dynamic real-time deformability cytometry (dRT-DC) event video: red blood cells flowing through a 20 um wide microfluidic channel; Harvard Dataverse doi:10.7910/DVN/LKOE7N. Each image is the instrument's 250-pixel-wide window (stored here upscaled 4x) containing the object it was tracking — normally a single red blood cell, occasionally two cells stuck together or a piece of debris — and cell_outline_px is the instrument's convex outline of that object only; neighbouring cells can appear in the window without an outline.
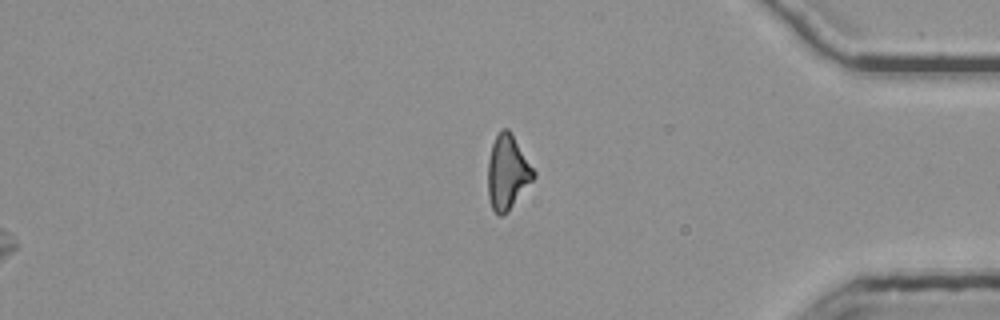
{"species": "common noctule bat (a hibernating species)", "species_latin": "Nyctalus noctula", "temperature_condition": "room temperature", "stored_images_in_passage": 52, "segment_of_instrument_passage": [3, 3], "camera_frame_rate_fps": 3000, "um_per_image_px": 0.085, "animal": {"sex": "female", "body_mass_g": 25.1}, "frame": {"image": 1, "passage_image": 52, "time_ms": 17.0, "image_size_px": [1000, 320], "cell_outline_px": [[536, 176], [508, 212], [500, 216], [492, 208], [488, 196], [488, 160], [492, 144], [500, 128], [508, 128], [536, 172]], "centroid_in_image_um": [43.13, 14.64], "position_along_channel_um": 392.1, "area_um2": 19.71}}